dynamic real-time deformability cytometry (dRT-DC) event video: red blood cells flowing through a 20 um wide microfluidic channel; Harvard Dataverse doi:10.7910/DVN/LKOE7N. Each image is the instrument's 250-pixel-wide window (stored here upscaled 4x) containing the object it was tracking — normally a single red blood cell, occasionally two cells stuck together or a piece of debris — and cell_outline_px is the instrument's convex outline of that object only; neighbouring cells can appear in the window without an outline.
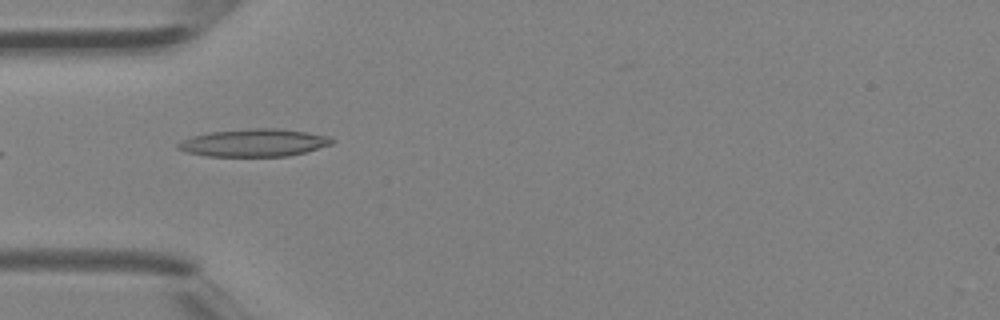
{"species": "Egyptian fruit bat (a non-hibernating species)", "species_latin": "Rousettus aegyptiacus", "temperature_condition": "room temperature", "stored_images_in_passage": 5, "camera_frame_rate_fps": 3000, "um_per_image_px": 0.085, "animal": {"sex": "female"}, "frame": {"image": 1, "passage_image": 4, "time_ms": 1.0, "image_size_px": [1000, 320], "cell_outline_px": [[336, 140], [332, 144], [304, 152], [288, 156], [208, 156], [188, 152], [176, 148], [176, 144], [192, 136], [208, 132], [252, 128], [280, 128], [328, 136]], "centroid_in_image_um": [21.59, 12.13], "position_along_channel_um": 63.4, "area_um2": 24.62}}
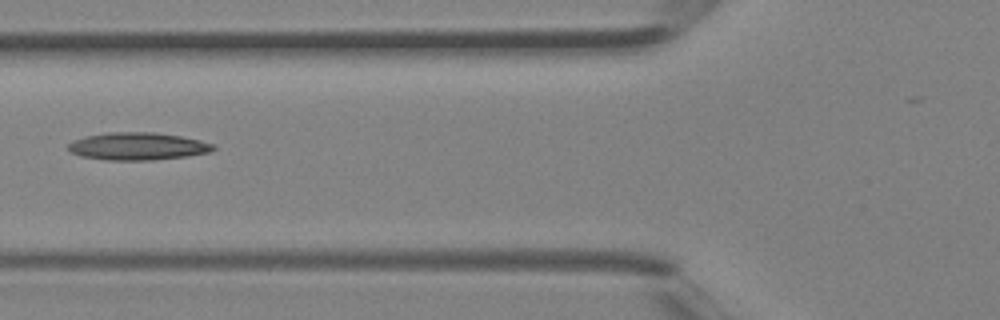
{"frame": {"image": 2, "passage_image": 5, "time_ms": 1.333, "image_size_px": [1000, 320], "cell_outline_px": [[216, 148], [208, 152], [188, 156], [152, 160], [108, 160], [80, 156], [72, 152], [68, 148], [68, 144], [72, 140], [84, 136], [108, 132], [152, 132], [180, 136], [200, 140], [212, 144]], "centroid_in_image_um": [11.67, 12.43], "position_along_channel_um": 114.1, "area_um2": 23.24}}